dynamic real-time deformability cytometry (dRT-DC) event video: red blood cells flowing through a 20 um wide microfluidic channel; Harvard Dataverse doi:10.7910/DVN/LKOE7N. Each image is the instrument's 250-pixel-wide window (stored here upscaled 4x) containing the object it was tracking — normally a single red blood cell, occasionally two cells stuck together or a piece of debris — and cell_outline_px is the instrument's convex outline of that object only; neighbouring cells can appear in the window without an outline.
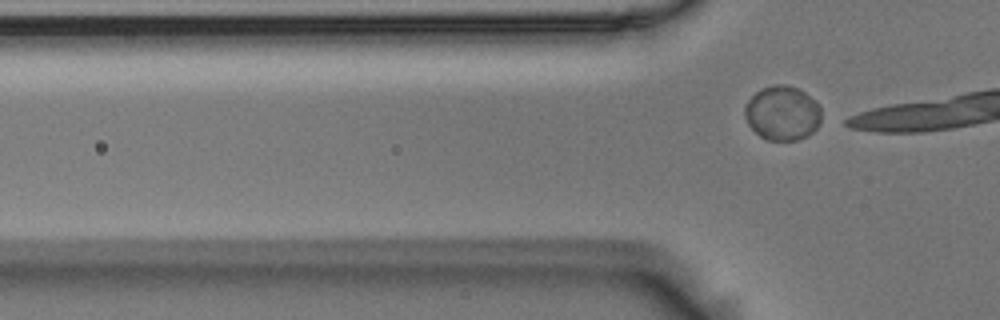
{"species": "Egyptian fruit bat (a non-hibernating species)", "species_latin": "Rousettus aegyptiacus", "temperature_condition": "room temperature", "stored_images_in_passage": 7, "segment_of_instrument_passage": [2, 2], "camera_frame_rate_fps": 3000, "um_per_image_px": 0.085, "animal": {"sex": "male"}, "frame": {"image": 1, "passage_image": 7, "time_ms": 2.0, "image_size_px": [1000, 320], "cell_outline_px": [[820, 124], [812, 132], [796, 140], [768, 140], [760, 136], [748, 124], [744, 116], [744, 108], [748, 100], [760, 88], [776, 84], [784, 84], [800, 88], [820, 104]], "centroid_in_image_um": [66.5, 9.59], "position_along_channel_um": 59.3, "area_um2": 24.39}}